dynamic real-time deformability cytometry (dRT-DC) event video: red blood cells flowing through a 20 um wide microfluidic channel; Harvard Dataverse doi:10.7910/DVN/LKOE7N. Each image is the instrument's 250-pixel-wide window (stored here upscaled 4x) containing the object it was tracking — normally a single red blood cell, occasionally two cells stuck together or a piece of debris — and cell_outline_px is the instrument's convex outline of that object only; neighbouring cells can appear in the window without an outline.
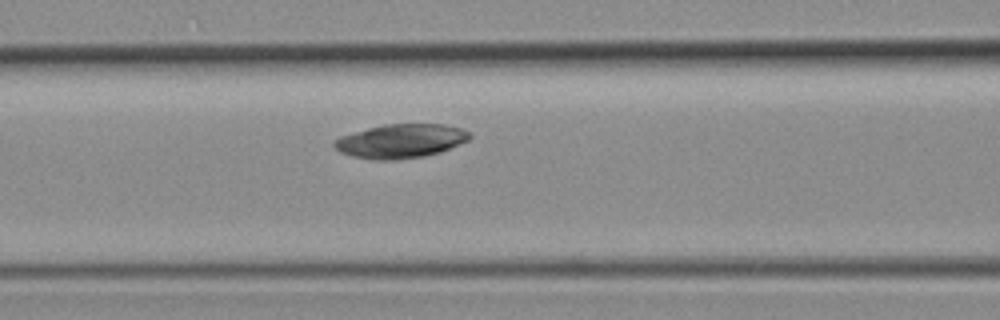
{"species": "common noctule bat (a hibernating species)", "species_latin": "Nyctalus noctula", "temperature_condition": "room temperature", "stored_images_in_passage": 8, "camera_frame_rate_fps": 3000, "um_per_image_px": 0.085, "animal": {"sex": "female", "body_mass_g": 19.3, "forearm_length_mm": 54.1}, "frame": {"image": 1, "passage_image": 8, "time_ms": 2.333, "image_size_px": [1000, 320], "cell_outline_px": [[472, 136], [468, 140], [440, 152], [424, 156], [396, 160], [372, 160], [352, 156], [340, 152], [332, 144], [340, 136], [368, 128], [384, 124], [444, 124], [464, 128]], "centroid_in_image_um": [34.07, 11.99], "position_along_channel_um": 132.5, "area_um2": 26.82}}